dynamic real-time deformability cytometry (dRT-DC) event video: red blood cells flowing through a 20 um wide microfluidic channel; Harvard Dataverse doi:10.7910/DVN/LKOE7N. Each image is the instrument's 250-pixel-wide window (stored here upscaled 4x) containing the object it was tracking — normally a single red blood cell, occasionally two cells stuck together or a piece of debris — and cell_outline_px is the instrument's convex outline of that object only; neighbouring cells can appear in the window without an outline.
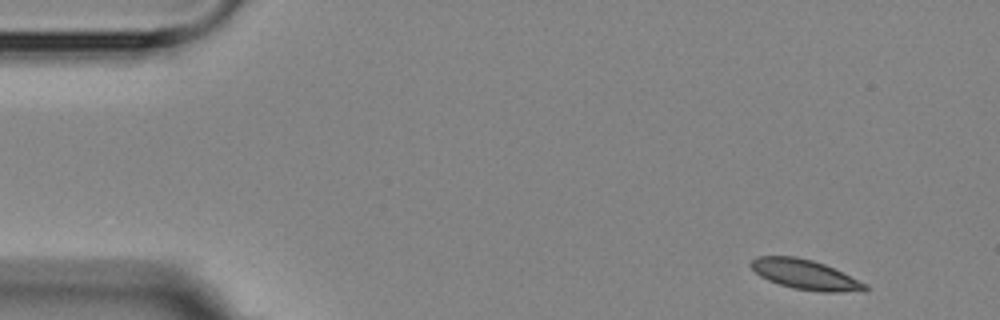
{"species": "Egyptian fruit bat (a non-hibernating species)", "species_latin": "Rousettus aegyptiacus", "temperature_condition": "room temperature", "stored_images_in_passage": 3, "camera_frame_rate_fps": 3000, "um_per_image_px": 0.085, "animal": {"sex": "female"}, "frame": {"image": 1, "passage_image": 1, "time_ms": 0.0, "image_size_px": [1000, 320], "cell_outline_px": [[872, 288], [864, 292], [820, 292], [792, 288], [768, 280], [760, 276], [748, 264], [752, 260], [760, 256], [796, 256], [812, 260], [824, 264], [868, 284]], "centroid_in_image_um": [68.5, 23.36], "position_along_channel_um": 16.5, "area_um2": 20.0}}